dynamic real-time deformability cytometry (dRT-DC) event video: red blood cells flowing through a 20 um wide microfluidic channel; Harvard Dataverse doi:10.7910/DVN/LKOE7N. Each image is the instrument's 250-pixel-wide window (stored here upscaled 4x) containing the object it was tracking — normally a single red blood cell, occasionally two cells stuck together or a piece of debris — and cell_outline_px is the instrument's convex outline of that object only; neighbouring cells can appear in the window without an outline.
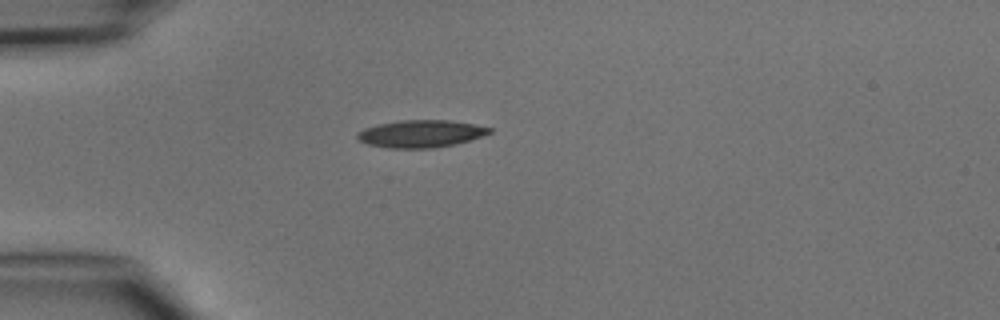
{"species": "common noctule bat (a hibernating species)", "species_latin": "Nyctalus noctula", "temperature_condition": "cold", "stored_images_in_passage": 2, "camera_frame_rate_fps": 3000, "um_per_image_px": 0.085, "animal": {"sex": "male", "body_mass_g": 15.6}, "frame": {"image": 1, "passage_image": 1, "time_ms": 0.0, "image_size_px": [1000, 320], "cell_outline_px": [[492, 132], [484, 136], [456, 144], [432, 148], [388, 148], [368, 144], [356, 140], [356, 132], [364, 128], [376, 124], [400, 120], [452, 120], [492, 128]], "centroid_in_image_um": [35.74, 11.36], "position_along_channel_um": 49.3, "area_um2": 21.33}}